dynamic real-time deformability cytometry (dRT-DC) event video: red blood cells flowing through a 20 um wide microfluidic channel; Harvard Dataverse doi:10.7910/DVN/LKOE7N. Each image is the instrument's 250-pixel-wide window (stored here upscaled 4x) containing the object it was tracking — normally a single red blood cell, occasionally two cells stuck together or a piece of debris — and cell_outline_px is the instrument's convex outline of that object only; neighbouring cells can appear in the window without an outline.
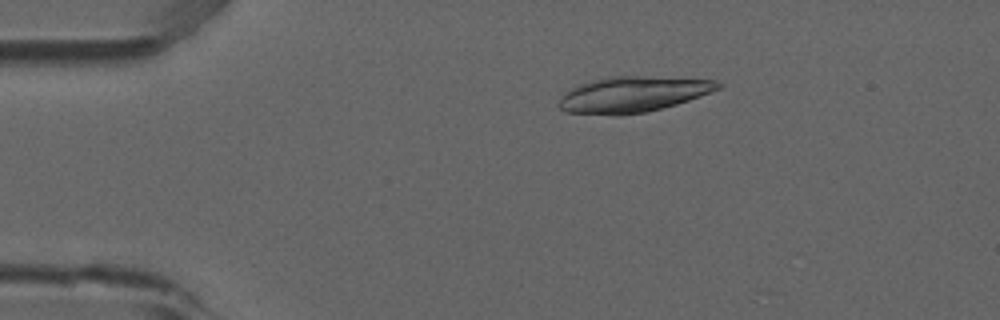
{"species": "common noctule bat (a hibernating species)", "species_latin": "Nyctalus noctula", "temperature_condition": "room temperature", "stored_images_in_passage": 5, "camera_frame_rate_fps": 3000, "um_per_image_px": 0.085, "animal": {"sex": "male", "forearm_length_mm": 52.5}, "frame": {"image": 1, "passage_image": 3, "time_ms": 0.667, "image_size_px": [1000, 320], "cell_outline_px": [[724, 84], [720, 88], [712, 92], [676, 104], [644, 112], [620, 116], [616, 116], [564, 112], [556, 104], [560, 96], [564, 92], [580, 84], [592, 80], [608, 76], [640, 76], [716, 80]], "centroid_in_image_um": [53.74, 8.03], "position_along_channel_um": 31.3, "area_um2": 33.29}}